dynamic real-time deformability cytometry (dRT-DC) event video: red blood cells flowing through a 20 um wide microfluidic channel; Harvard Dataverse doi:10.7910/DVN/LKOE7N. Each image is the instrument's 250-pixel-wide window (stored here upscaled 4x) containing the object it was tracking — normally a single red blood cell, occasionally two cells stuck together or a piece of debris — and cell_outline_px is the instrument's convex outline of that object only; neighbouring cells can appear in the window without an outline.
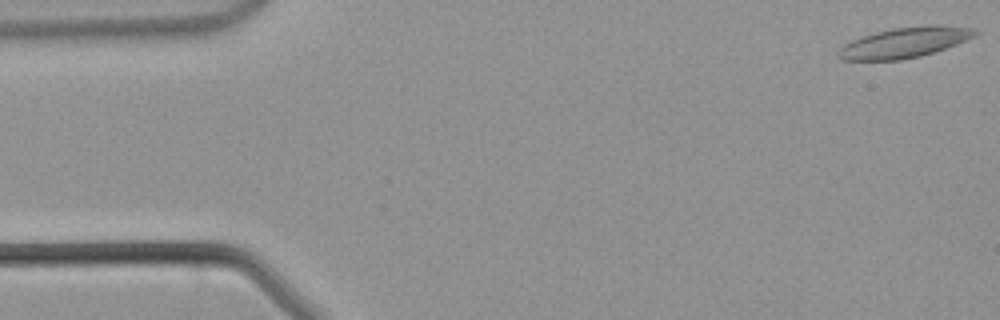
{"species": "common noctule bat (a hibernating species)", "species_latin": "Nyctalus noctula", "temperature_condition": "warm", "stored_images_in_passage": 44, "camera_frame_rate_fps": 3000, "um_per_image_px": 0.085, "animal": {"sex": "male", "body_mass_g": 21.5, "forearm_length_mm": 52.0}, "frame": {"image": 1, "passage_image": 1, "time_ms": 0.0, "image_size_px": [1000, 320], "cell_outline_px": [[980, 32], [956, 44], [920, 56], [900, 60], [840, 60], [836, 56], [836, 52], [844, 44], [860, 36], [892, 28], [928, 24], [940, 24], [976, 28]], "centroid_in_image_um": [76.85, 3.6], "position_along_channel_um": 8.1, "area_um2": 24.39}}
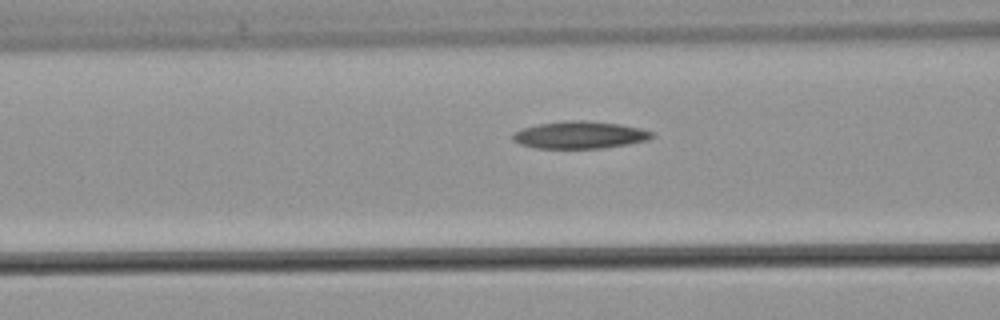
{"frame": {"image": 2, "passage_image": 16, "time_ms": 5.0, "image_size_px": [1000, 320], "cell_outline_px": [[656, 136], [648, 140], [628, 144], [604, 148], [532, 148], [520, 144], [512, 140], [512, 132], [520, 128], [540, 124], [564, 120], [584, 120], [620, 124], [640, 128], [656, 132]], "centroid_in_image_um": [49.29, 11.47], "position_along_channel_um": 117.3, "area_um2": 22.48}}
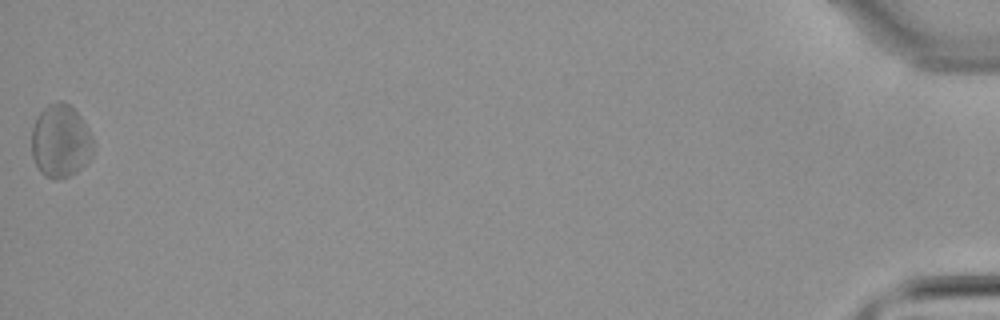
{"frame": {"image": 3, "passage_image": 44, "time_ms": 14.333, "image_size_px": [1000, 320], "cell_outline_px": [[96, 144], [92, 156], [76, 172], [68, 176], [56, 180], [44, 176], [40, 172], [32, 156], [32, 128], [40, 112], [48, 104], [60, 100], [64, 100], [80, 116], [88, 128]], "centroid_in_image_um": [5.17, 12.0], "position_along_channel_um": 430.0, "area_um2": 26.41}}